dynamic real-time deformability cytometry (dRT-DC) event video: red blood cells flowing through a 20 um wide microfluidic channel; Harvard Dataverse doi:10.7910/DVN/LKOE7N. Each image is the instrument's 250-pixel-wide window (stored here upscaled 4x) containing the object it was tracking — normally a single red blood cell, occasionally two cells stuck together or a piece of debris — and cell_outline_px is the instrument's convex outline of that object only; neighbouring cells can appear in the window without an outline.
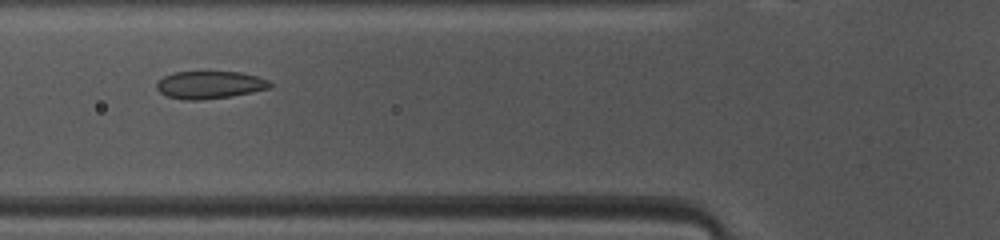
{"species": "common noctule bat (a hibernating species)", "species_latin": "Nyctalus noctula", "temperature_condition": "warm", "stored_images_in_passage": 15, "camera_frame_rate_fps": 3000, "um_per_image_px": 0.085, "animal": {"sex": "female", "body_mass_g": 10.0, "forearm_length_mm": 53.1}, "frame": {"image": 1, "passage_image": 7, "time_ms": 2.0, "image_size_px": [1000, 240], "cell_outline_px": [[272, 88], [232, 96], [196, 100], [184, 100], [168, 96], [160, 92], [156, 88], [156, 84], [164, 76], [172, 72], [240, 72], [256, 76], [268, 80], [272, 84]], "centroid_in_image_um": [17.84, 7.21], "position_along_channel_um": 108.0, "area_um2": 18.15}}
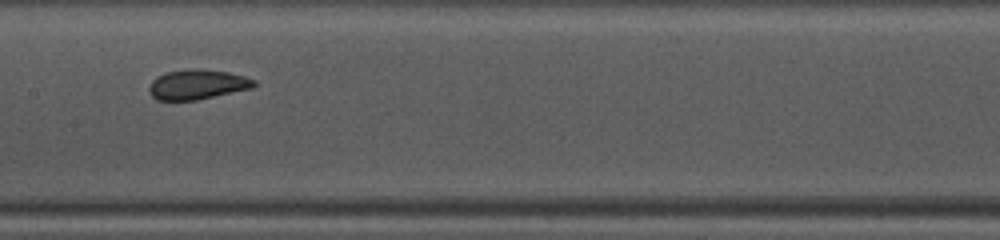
{"frame": {"image": 2, "passage_image": 13, "time_ms": 4.0, "image_size_px": [1000, 240], "cell_outline_px": [[256, 84], [252, 88], [196, 100], [156, 100], [152, 96], [148, 88], [152, 80], [164, 72], [192, 68], [200, 68], [228, 72], [244, 76], [256, 80]], "centroid_in_image_um": [16.76, 7.17], "position_along_channel_um": 190.6, "area_um2": 18.32}}